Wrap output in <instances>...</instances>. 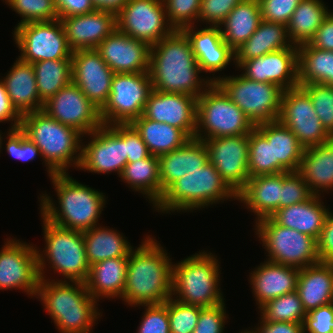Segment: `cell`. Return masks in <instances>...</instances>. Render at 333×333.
<instances>
[{
	"instance_id": "1",
	"label": "cell",
	"mask_w": 333,
	"mask_h": 333,
	"mask_svg": "<svg viewBox=\"0 0 333 333\" xmlns=\"http://www.w3.org/2000/svg\"><path fill=\"white\" fill-rule=\"evenodd\" d=\"M201 73L190 40L182 30L151 46L149 74L154 90L198 98L212 84L211 76L201 78Z\"/></svg>"
},
{
	"instance_id": "2",
	"label": "cell",
	"mask_w": 333,
	"mask_h": 333,
	"mask_svg": "<svg viewBox=\"0 0 333 333\" xmlns=\"http://www.w3.org/2000/svg\"><path fill=\"white\" fill-rule=\"evenodd\" d=\"M143 240L128 255L126 284L121 297L133 307L161 304L172 297V258L154 237L147 235Z\"/></svg>"
},
{
	"instance_id": "3",
	"label": "cell",
	"mask_w": 333,
	"mask_h": 333,
	"mask_svg": "<svg viewBox=\"0 0 333 333\" xmlns=\"http://www.w3.org/2000/svg\"><path fill=\"white\" fill-rule=\"evenodd\" d=\"M50 180L58 204L48 194H40L41 216L54 225L80 232L100 225L98 219L106 205L105 193L79 183L68 172L55 173Z\"/></svg>"
},
{
	"instance_id": "4",
	"label": "cell",
	"mask_w": 333,
	"mask_h": 333,
	"mask_svg": "<svg viewBox=\"0 0 333 333\" xmlns=\"http://www.w3.org/2000/svg\"><path fill=\"white\" fill-rule=\"evenodd\" d=\"M36 297L60 333H91L102 316L83 282L40 279Z\"/></svg>"
},
{
	"instance_id": "5",
	"label": "cell",
	"mask_w": 333,
	"mask_h": 333,
	"mask_svg": "<svg viewBox=\"0 0 333 333\" xmlns=\"http://www.w3.org/2000/svg\"><path fill=\"white\" fill-rule=\"evenodd\" d=\"M20 129L40 149L49 177L79 168L83 135L74 128L40 110L21 116Z\"/></svg>"
},
{
	"instance_id": "6",
	"label": "cell",
	"mask_w": 333,
	"mask_h": 333,
	"mask_svg": "<svg viewBox=\"0 0 333 333\" xmlns=\"http://www.w3.org/2000/svg\"><path fill=\"white\" fill-rule=\"evenodd\" d=\"M228 199L237 200V194L227 185L214 165L208 162L176 180L153 208L163 214L181 210L193 212Z\"/></svg>"
},
{
	"instance_id": "7",
	"label": "cell",
	"mask_w": 333,
	"mask_h": 333,
	"mask_svg": "<svg viewBox=\"0 0 333 333\" xmlns=\"http://www.w3.org/2000/svg\"><path fill=\"white\" fill-rule=\"evenodd\" d=\"M215 256L201 250L173 264L172 298L202 308L224 303L221 267Z\"/></svg>"
},
{
	"instance_id": "8",
	"label": "cell",
	"mask_w": 333,
	"mask_h": 333,
	"mask_svg": "<svg viewBox=\"0 0 333 333\" xmlns=\"http://www.w3.org/2000/svg\"><path fill=\"white\" fill-rule=\"evenodd\" d=\"M41 219L46 246L42 253L36 248L40 279L46 278L44 271L46 265H50L54 273L64 276V280L53 279L54 281L85 283L90 265L86 257L83 232L59 227L43 216Z\"/></svg>"
},
{
	"instance_id": "9",
	"label": "cell",
	"mask_w": 333,
	"mask_h": 333,
	"mask_svg": "<svg viewBox=\"0 0 333 333\" xmlns=\"http://www.w3.org/2000/svg\"><path fill=\"white\" fill-rule=\"evenodd\" d=\"M254 128L244 112L216 83H212L197 98L195 138L204 141L249 135Z\"/></svg>"
},
{
	"instance_id": "10",
	"label": "cell",
	"mask_w": 333,
	"mask_h": 333,
	"mask_svg": "<svg viewBox=\"0 0 333 333\" xmlns=\"http://www.w3.org/2000/svg\"><path fill=\"white\" fill-rule=\"evenodd\" d=\"M224 93L244 112L254 126L278 120L283 90L273 83H262L244 77L214 76Z\"/></svg>"
},
{
	"instance_id": "11",
	"label": "cell",
	"mask_w": 333,
	"mask_h": 333,
	"mask_svg": "<svg viewBox=\"0 0 333 333\" xmlns=\"http://www.w3.org/2000/svg\"><path fill=\"white\" fill-rule=\"evenodd\" d=\"M255 223V235L261 240L267 260L298 269L320 262L313 237L276 224L270 217Z\"/></svg>"
},
{
	"instance_id": "12",
	"label": "cell",
	"mask_w": 333,
	"mask_h": 333,
	"mask_svg": "<svg viewBox=\"0 0 333 333\" xmlns=\"http://www.w3.org/2000/svg\"><path fill=\"white\" fill-rule=\"evenodd\" d=\"M152 90L149 72L115 73L108 100L100 109L102 124H131L142 116Z\"/></svg>"
},
{
	"instance_id": "13",
	"label": "cell",
	"mask_w": 333,
	"mask_h": 333,
	"mask_svg": "<svg viewBox=\"0 0 333 333\" xmlns=\"http://www.w3.org/2000/svg\"><path fill=\"white\" fill-rule=\"evenodd\" d=\"M13 38L20 56L29 64L43 60L72 59V50L60 19L29 22L14 28Z\"/></svg>"
},
{
	"instance_id": "14",
	"label": "cell",
	"mask_w": 333,
	"mask_h": 333,
	"mask_svg": "<svg viewBox=\"0 0 333 333\" xmlns=\"http://www.w3.org/2000/svg\"><path fill=\"white\" fill-rule=\"evenodd\" d=\"M86 136L90 141L82 142L79 169L97 174L116 172L120 177L127 164L126 124H103Z\"/></svg>"
},
{
	"instance_id": "15",
	"label": "cell",
	"mask_w": 333,
	"mask_h": 333,
	"mask_svg": "<svg viewBox=\"0 0 333 333\" xmlns=\"http://www.w3.org/2000/svg\"><path fill=\"white\" fill-rule=\"evenodd\" d=\"M117 30L150 46L171 35L163 0H128L116 13Z\"/></svg>"
},
{
	"instance_id": "16",
	"label": "cell",
	"mask_w": 333,
	"mask_h": 333,
	"mask_svg": "<svg viewBox=\"0 0 333 333\" xmlns=\"http://www.w3.org/2000/svg\"><path fill=\"white\" fill-rule=\"evenodd\" d=\"M278 121L294 133L305 149L333 138L322 126L310 96L301 86L283 91Z\"/></svg>"
},
{
	"instance_id": "17",
	"label": "cell",
	"mask_w": 333,
	"mask_h": 333,
	"mask_svg": "<svg viewBox=\"0 0 333 333\" xmlns=\"http://www.w3.org/2000/svg\"><path fill=\"white\" fill-rule=\"evenodd\" d=\"M37 247L7 238L0 250V290L17 289L36 297L40 282Z\"/></svg>"
},
{
	"instance_id": "18",
	"label": "cell",
	"mask_w": 333,
	"mask_h": 333,
	"mask_svg": "<svg viewBox=\"0 0 333 333\" xmlns=\"http://www.w3.org/2000/svg\"><path fill=\"white\" fill-rule=\"evenodd\" d=\"M42 111L61 124L74 128L83 136L103 125L100 109L73 82L44 102Z\"/></svg>"
},
{
	"instance_id": "19",
	"label": "cell",
	"mask_w": 333,
	"mask_h": 333,
	"mask_svg": "<svg viewBox=\"0 0 333 333\" xmlns=\"http://www.w3.org/2000/svg\"><path fill=\"white\" fill-rule=\"evenodd\" d=\"M209 162L214 165L227 185L238 194L249 177V135L204 140Z\"/></svg>"
},
{
	"instance_id": "20",
	"label": "cell",
	"mask_w": 333,
	"mask_h": 333,
	"mask_svg": "<svg viewBox=\"0 0 333 333\" xmlns=\"http://www.w3.org/2000/svg\"><path fill=\"white\" fill-rule=\"evenodd\" d=\"M241 74L251 80L273 83L283 91L299 86L298 48H289L267 53L246 61H234ZM245 71V72H244Z\"/></svg>"
},
{
	"instance_id": "21",
	"label": "cell",
	"mask_w": 333,
	"mask_h": 333,
	"mask_svg": "<svg viewBox=\"0 0 333 333\" xmlns=\"http://www.w3.org/2000/svg\"><path fill=\"white\" fill-rule=\"evenodd\" d=\"M72 82L99 109L107 102L114 72L96 49L72 52Z\"/></svg>"
},
{
	"instance_id": "22",
	"label": "cell",
	"mask_w": 333,
	"mask_h": 333,
	"mask_svg": "<svg viewBox=\"0 0 333 333\" xmlns=\"http://www.w3.org/2000/svg\"><path fill=\"white\" fill-rule=\"evenodd\" d=\"M197 97L182 93L152 90L145 104L144 118L166 123L195 138Z\"/></svg>"
},
{
	"instance_id": "23",
	"label": "cell",
	"mask_w": 333,
	"mask_h": 333,
	"mask_svg": "<svg viewBox=\"0 0 333 333\" xmlns=\"http://www.w3.org/2000/svg\"><path fill=\"white\" fill-rule=\"evenodd\" d=\"M96 51L114 73L149 72L151 46L117 29L96 47Z\"/></svg>"
},
{
	"instance_id": "24",
	"label": "cell",
	"mask_w": 333,
	"mask_h": 333,
	"mask_svg": "<svg viewBox=\"0 0 333 333\" xmlns=\"http://www.w3.org/2000/svg\"><path fill=\"white\" fill-rule=\"evenodd\" d=\"M60 20L72 51L96 49L108 35L117 29L116 14L99 9Z\"/></svg>"
},
{
	"instance_id": "25",
	"label": "cell",
	"mask_w": 333,
	"mask_h": 333,
	"mask_svg": "<svg viewBox=\"0 0 333 333\" xmlns=\"http://www.w3.org/2000/svg\"><path fill=\"white\" fill-rule=\"evenodd\" d=\"M185 27L182 31L189 38L192 51L202 73L214 76L234 62V50L223 40L219 26L205 28ZM197 29V31L195 30Z\"/></svg>"
},
{
	"instance_id": "26",
	"label": "cell",
	"mask_w": 333,
	"mask_h": 333,
	"mask_svg": "<svg viewBox=\"0 0 333 333\" xmlns=\"http://www.w3.org/2000/svg\"><path fill=\"white\" fill-rule=\"evenodd\" d=\"M254 269L249 275V283L258 308L271 299L297 290L300 269L296 267L266 259Z\"/></svg>"
},
{
	"instance_id": "27",
	"label": "cell",
	"mask_w": 333,
	"mask_h": 333,
	"mask_svg": "<svg viewBox=\"0 0 333 333\" xmlns=\"http://www.w3.org/2000/svg\"><path fill=\"white\" fill-rule=\"evenodd\" d=\"M158 159L161 198L176 180L209 162L207 147L197 138H190L181 148L162 154Z\"/></svg>"
},
{
	"instance_id": "28",
	"label": "cell",
	"mask_w": 333,
	"mask_h": 333,
	"mask_svg": "<svg viewBox=\"0 0 333 333\" xmlns=\"http://www.w3.org/2000/svg\"><path fill=\"white\" fill-rule=\"evenodd\" d=\"M282 172L277 174L250 177L245 187L237 194L243 203L256 216V221L271 217L281 208Z\"/></svg>"
},
{
	"instance_id": "29",
	"label": "cell",
	"mask_w": 333,
	"mask_h": 333,
	"mask_svg": "<svg viewBox=\"0 0 333 333\" xmlns=\"http://www.w3.org/2000/svg\"><path fill=\"white\" fill-rule=\"evenodd\" d=\"M1 80L12 106L20 116L43 109L44 103L40 100L32 64L17 58Z\"/></svg>"
},
{
	"instance_id": "30",
	"label": "cell",
	"mask_w": 333,
	"mask_h": 333,
	"mask_svg": "<svg viewBox=\"0 0 333 333\" xmlns=\"http://www.w3.org/2000/svg\"><path fill=\"white\" fill-rule=\"evenodd\" d=\"M321 196L278 209L270 218L281 226L295 229L318 240L328 215Z\"/></svg>"
},
{
	"instance_id": "31",
	"label": "cell",
	"mask_w": 333,
	"mask_h": 333,
	"mask_svg": "<svg viewBox=\"0 0 333 333\" xmlns=\"http://www.w3.org/2000/svg\"><path fill=\"white\" fill-rule=\"evenodd\" d=\"M296 291L306 313L333 303V263L319 262L300 269Z\"/></svg>"
},
{
	"instance_id": "32",
	"label": "cell",
	"mask_w": 333,
	"mask_h": 333,
	"mask_svg": "<svg viewBox=\"0 0 333 333\" xmlns=\"http://www.w3.org/2000/svg\"><path fill=\"white\" fill-rule=\"evenodd\" d=\"M255 128L272 142L273 174L298 171L305 148L294 133L278 120L258 124Z\"/></svg>"
},
{
	"instance_id": "33",
	"label": "cell",
	"mask_w": 333,
	"mask_h": 333,
	"mask_svg": "<svg viewBox=\"0 0 333 333\" xmlns=\"http://www.w3.org/2000/svg\"><path fill=\"white\" fill-rule=\"evenodd\" d=\"M298 172L313 195L321 196L325 191H333V138L306 148Z\"/></svg>"
},
{
	"instance_id": "34",
	"label": "cell",
	"mask_w": 333,
	"mask_h": 333,
	"mask_svg": "<svg viewBox=\"0 0 333 333\" xmlns=\"http://www.w3.org/2000/svg\"><path fill=\"white\" fill-rule=\"evenodd\" d=\"M128 257L109 258L90 266L85 281L89 294L96 300L100 298H121L124 293Z\"/></svg>"
},
{
	"instance_id": "35",
	"label": "cell",
	"mask_w": 333,
	"mask_h": 333,
	"mask_svg": "<svg viewBox=\"0 0 333 333\" xmlns=\"http://www.w3.org/2000/svg\"><path fill=\"white\" fill-rule=\"evenodd\" d=\"M287 27L262 20L250 38L234 50V61H246L291 47Z\"/></svg>"
},
{
	"instance_id": "36",
	"label": "cell",
	"mask_w": 333,
	"mask_h": 333,
	"mask_svg": "<svg viewBox=\"0 0 333 333\" xmlns=\"http://www.w3.org/2000/svg\"><path fill=\"white\" fill-rule=\"evenodd\" d=\"M262 21L258 0H243L220 24L223 40L233 49L246 42Z\"/></svg>"
},
{
	"instance_id": "37",
	"label": "cell",
	"mask_w": 333,
	"mask_h": 333,
	"mask_svg": "<svg viewBox=\"0 0 333 333\" xmlns=\"http://www.w3.org/2000/svg\"><path fill=\"white\" fill-rule=\"evenodd\" d=\"M83 238L90 266L109 258L128 257L134 248L122 233L100 225L84 231Z\"/></svg>"
},
{
	"instance_id": "38",
	"label": "cell",
	"mask_w": 333,
	"mask_h": 333,
	"mask_svg": "<svg viewBox=\"0 0 333 333\" xmlns=\"http://www.w3.org/2000/svg\"><path fill=\"white\" fill-rule=\"evenodd\" d=\"M139 132L151 155L160 156L181 148L190 137L181 129L143 116L131 123Z\"/></svg>"
},
{
	"instance_id": "39",
	"label": "cell",
	"mask_w": 333,
	"mask_h": 333,
	"mask_svg": "<svg viewBox=\"0 0 333 333\" xmlns=\"http://www.w3.org/2000/svg\"><path fill=\"white\" fill-rule=\"evenodd\" d=\"M329 13L322 0H302L286 25L290 42L296 46L308 43Z\"/></svg>"
},
{
	"instance_id": "40",
	"label": "cell",
	"mask_w": 333,
	"mask_h": 333,
	"mask_svg": "<svg viewBox=\"0 0 333 333\" xmlns=\"http://www.w3.org/2000/svg\"><path fill=\"white\" fill-rule=\"evenodd\" d=\"M132 191L142 193L155 207L161 200V184L158 156L150 155L137 162L127 163L120 175Z\"/></svg>"
},
{
	"instance_id": "41",
	"label": "cell",
	"mask_w": 333,
	"mask_h": 333,
	"mask_svg": "<svg viewBox=\"0 0 333 333\" xmlns=\"http://www.w3.org/2000/svg\"><path fill=\"white\" fill-rule=\"evenodd\" d=\"M298 48V84L333 86V51L316 49L309 43Z\"/></svg>"
},
{
	"instance_id": "42",
	"label": "cell",
	"mask_w": 333,
	"mask_h": 333,
	"mask_svg": "<svg viewBox=\"0 0 333 333\" xmlns=\"http://www.w3.org/2000/svg\"><path fill=\"white\" fill-rule=\"evenodd\" d=\"M32 65L37 90L43 103L72 82V59L43 60Z\"/></svg>"
},
{
	"instance_id": "43",
	"label": "cell",
	"mask_w": 333,
	"mask_h": 333,
	"mask_svg": "<svg viewBox=\"0 0 333 333\" xmlns=\"http://www.w3.org/2000/svg\"><path fill=\"white\" fill-rule=\"evenodd\" d=\"M259 310L262 319L272 322L303 323L307 314L297 291L271 299L261 305Z\"/></svg>"
},
{
	"instance_id": "44",
	"label": "cell",
	"mask_w": 333,
	"mask_h": 333,
	"mask_svg": "<svg viewBox=\"0 0 333 333\" xmlns=\"http://www.w3.org/2000/svg\"><path fill=\"white\" fill-rule=\"evenodd\" d=\"M249 177L273 174L272 142L254 128L249 133Z\"/></svg>"
},
{
	"instance_id": "45",
	"label": "cell",
	"mask_w": 333,
	"mask_h": 333,
	"mask_svg": "<svg viewBox=\"0 0 333 333\" xmlns=\"http://www.w3.org/2000/svg\"><path fill=\"white\" fill-rule=\"evenodd\" d=\"M22 18L16 25L59 19L54 0H3Z\"/></svg>"
},
{
	"instance_id": "46",
	"label": "cell",
	"mask_w": 333,
	"mask_h": 333,
	"mask_svg": "<svg viewBox=\"0 0 333 333\" xmlns=\"http://www.w3.org/2000/svg\"><path fill=\"white\" fill-rule=\"evenodd\" d=\"M301 87L310 96L322 126L333 137V86L311 83Z\"/></svg>"
},
{
	"instance_id": "47",
	"label": "cell",
	"mask_w": 333,
	"mask_h": 333,
	"mask_svg": "<svg viewBox=\"0 0 333 333\" xmlns=\"http://www.w3.org/2000/svg\"><path fill=\"white\" fill-rule=\"evenodd\" d=\"M164 304L167 306L171 333H192L194 331L202 307L185 304L172 297Z\"/></svg>"
},
{
	"instance_id": "48",
	"label": "cell",
	"mask_w": 333,
	"mask_h": 333,
	"mask_svg": "<svg viewBox=\"0 0 333 333\" xmlns=\"http://www.w3.org/2000/svg\"><path fill=\"white\" fill-rule=\"evenodd\" d=\"M168 22L175 30L194 26L201 0H163Z\"/></svg>"
},
{
	"instance_id": "49",
	"label": "cell",
	"mask_w": 333,
	"mask_h": 333,
	"mask_svg": "<svg viewBox=\"0 0 333 333\" xmlns=\"http://www.w3.org/2000/svg\"><path fill=\"white\" fill-rule=\"evenodd\" d=\"M312 195L298 171L282 172L281 208L304 202Z\"/></svg>"
},
{
	"instance_id": "50",
	"label": "cell",
	"mask_w": 333,
	"mask_h": 333,
	"mask_svg": "<svg viewBox=\"0 0 333 333\" xmlns=\"http://www.w3.org/2000/svg\"><path fill=\"white\" fill-rule=\"evenodd\" d=\"M6 151L9 156L16 160L29 162L41 156L40 149L28 138L25 133L20 129H9L7 131Z\"/></svg>"
},
{
	"instance_id": "51",
	"label": "cell",
	"mask_w": 333,
	"mask_h": 333,
	"mask_svg": "<svg viewBox=\"0 0 333 333\" xmlns=\"http://www.w3.org/2000/svg\"><path fill=\"white\" fill-rule=\"evenodd\" d=\"M145 307L136 333H171L167 306L164 303L140 305Z\"/></svg>"
},
{
	"instance_id": "52",
	"label": "cell",
	"mask_w": 333,
	"mask_h": 333,
	"mask_svg": "<svg viewBox=\"0 0 333 333\" xmlns=\"http://www.w3.org/2000/svg\"><path fill=\"white\" fill-rule=\"evenodd\" d=\"M243 0H201L197 22L220 26L232 9Z\"/></svg>"
},
{
	"instance_id": "53",
	"label": "cell",
	"mask_w": 333,
	"mask_h": 333,
	"mask_svg": "<svg viewBox=\"0 0 333 333\" xmlns=\"http://www.w3.org/2000/svg\"><path fill=\"white\" fill-rule=\"evenodd\" d=\"M225 302L200 309L197 325L192 333H224L227 322Z\"/></svg>"
},
{
	"instance_id": "54",
	"label": "cell",
	"mask_w": 333,
	"mask_h": 333,
	"mask_svg": "<svg viewBox=\"0 0 333 333\" xmlns=\"http://www.w3.org/2000/svg\"><path fill=\"white\" fill-rule=\"evenodd\" d=\"M262 20L287 25L302 0H258Z\"/></svg>"
},
{
	"instance_id": "55",
	"label": "cell",
	"mask_w": 333,
	"mask_h": 333,
	"mask_svg": "<svg viewBox=\"0 0 333 333\" xmlns=\"http://www.w3.org/2000/svg\"><path fill=\"white\" fill-rule=\"evenodd\" d=\"M303 333H333V303L310 310L303 321Z\"/></svg>"
},
{
	"instance_id": "56",
	"label": "cell",
	"mask_w": 333,
	"mask_h": 333,
	"mask_svg": "<svg viewBox=\"0 0 333 333\" xmlns=\"http://www.w3.org/2000/svg\"><path fill=\"white\" fill-rule=\"evenodd\" d=\"M151 154L139 132L132 124H126V159L127 163L149 157Z\"/></svg>"
},
{
	"instance_id": "57",
	"label": "cell",
	"mask_w": 333,
	"mask_h": 333,
	"mask_svg": "<svg viewBox=\"0 0 333 333\" xmlns=\"http://www.w3.org/2000/svg\"><path fill=\"white\" fill-rule=\"evenodd\" d=\"M317 253L320 262L333 263V212L329 210L319 239Z\"/></svg>"
},
{
	"instance_id": "58",
	"label": "cell",
	"mask_w": 333,
	"mask_h": 333,
	"mask_svg": "<svg viewBox=\"0 0 333 333\" xmlns=\"http://www.w3.org/2000/svg\"><path fill=\"white\" fill-rule=\"evenodd\" d=\"M54 3L59 19L87 14L96 10L92 0H54Z\"/></svg>"
},
{
	"instance_id": "59",
	"label": "cell",
	"mask_w": 333,
	"mask_h": 333,
	"mask_svg": "<svg viewBox=\"0 0 333 333\" xmlns=\"http://www.w3.org/2000/svg\"><path fill=\"white\" fill-rule=\"evenodd\" d=\"M308 43L316 49L333 51V12L328 14Z\"/></svg>"
},
{
	"instance_id": "60",
	"label": "cell",
	"mask_w": 333,
	"mask_h": 333,
	"mask_svg": "<svg viewBox=\"0 0 333 333\" xmlns=\"http://www.w3.org/2000/svg\"><path fill=\"white\" fill-rule=\"evenodd\" d=\"M5 121L11 122L10 129L20 128L21 116L12 106L5 85L0 78V123H6Z\"/></svg>"
},
{
	"instance_id": "61",
	"label": "cell",
	"mask_w": 333,
	"mask_h": 333,
	"mask_svg": "<svg viewBox=\"0 0 333 333\" xmlns=\"http://www.w3.org/2000/svg\"><path fill=\"white\" fill-rule=\"evenodd\" d=\"M259 318L260 322L257 325L258 327L255 326L254 328L255 333H303V323L284 321L272 322L264 320L261 317Z\"/></svg>"
},
{
	"instance_id": "62",
	"label": "cell",
	"mask_w": 333,
	"mask_h": 333,
	"mask_svg": "<svg viewBox=\"0 0 333 333\" xmlns=\"http://www.w3.org/2000/svg\"><path fill=\"white\" fill-rule=\"evenodd\" d=\"M128 0H92L96 9L114 12L115 14Z\"/></svg>"
},
{
	"instance_id": "63",
	"label": "cell",
	"mask_w": 333,
	"mask_h": 333,
	"mask_svg": "<svg viewBox=\"0 0 333 333\" xmlns=\"http://www.w3.org/2000/svg\"><path fill=\"white\" fill-rule=\"evenodd\" d=\"M240 333H255V331L252 329V330H250V329H246V330H244V331H241Z\"/></svg>"
},
{
	"instance_id": "64",
	"label": "cell",
	"mask_w": 333,
	"mask_h": 333,
	"mask_svg": "<svg viewBox=\"0 0 333 333\" xmlns=\"http://www.w3.org/2000/svg\"><path fill=\"white\" fill-rule=\"evenodd\" d=\"M2 132H0V152H1V148H2V142H3V137H2Z\"/></svg>"
}]
</instances>
